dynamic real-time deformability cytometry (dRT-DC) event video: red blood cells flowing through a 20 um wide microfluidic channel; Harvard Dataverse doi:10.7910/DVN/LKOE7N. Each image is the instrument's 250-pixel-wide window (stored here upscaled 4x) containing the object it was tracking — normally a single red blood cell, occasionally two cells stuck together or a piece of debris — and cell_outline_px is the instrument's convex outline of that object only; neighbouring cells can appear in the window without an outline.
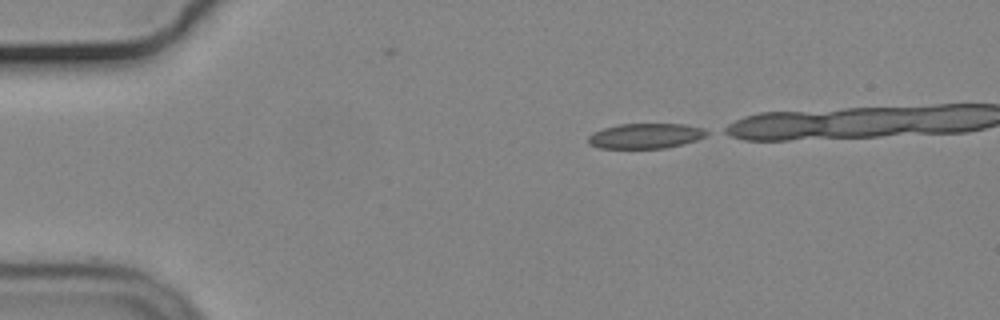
{"species": "common noctule bat (a hibernating species)", "species_latin": "Nyctalus noctula", "temperature_condition": "cold", "stored_images_in_passage": 28, "camera_frame_rate_fps": 3000, "um_per_image_px": 0.085, "animal": {"sex": "male", "body_mass_g": 19.2, "forearm_length_mm": 51.8}, "frame": {"image": 1, "passage_image": 1, "time_ms": 0.0, "image_size_px": [1000, 320], "cell_outline_px": [[712, 132], [696, 140], [664, 148], [600, 148], [588, 144], [588, 136], [592, 132], [604, 128], [620, 124], [684, 124], [704, 128]], "centroid_in_image_um": [54.87, 11.54], "position_along_channel_um": 30.1, "area_um2": 17.34}}
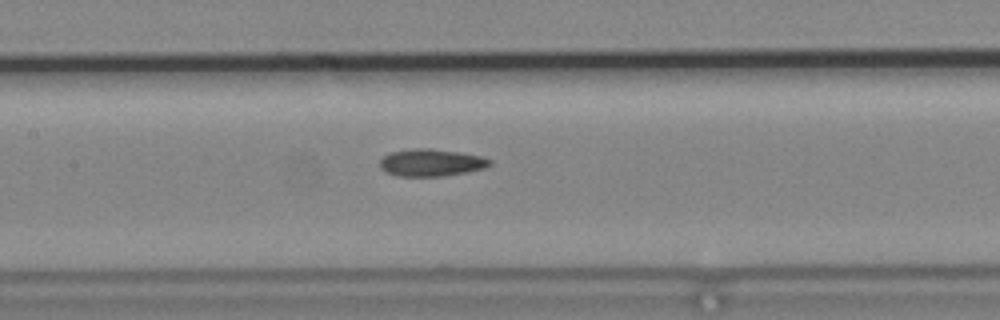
{"frame": {"image": 2, "passage_image": 17, "time_ms": 5.333, "image_size_px": [1000, 320], "cell_outline_px": [[492, 164], [484, 168], [468, 172], [444, 176], [396, 176], [380, 168], [380, 160], [384, 156], [392, 152], [416, 148], [432, 148], [460, 152], [480, 156], [492, 160]], "centroid_in_image_um": [36.68, 13.82], "position_along_channel_um": 170.7, "area_um2": 17.46}}
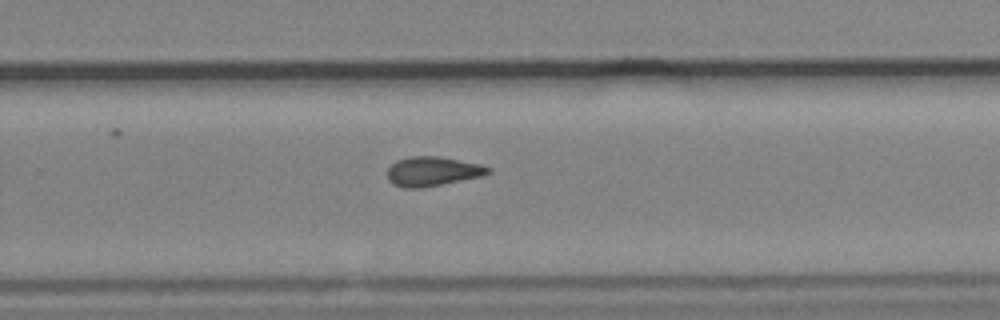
{"frame": {"image": 3, "passage_image": 27, "time_ms": 8.667, "image_size_px": [1000, 320], "cell_outline_px": [[492, 172], [484, 176], [420, 188], [404, 188], [392, 184], [388, 180], [388, 168], [396, 160], [408, 156], [440, 156], [480, 164], [492, 168]], "centroid_in_image_um": [36.78, 14.56], "position_along_channel_um": 293.0, "area_um2": 17.46}}